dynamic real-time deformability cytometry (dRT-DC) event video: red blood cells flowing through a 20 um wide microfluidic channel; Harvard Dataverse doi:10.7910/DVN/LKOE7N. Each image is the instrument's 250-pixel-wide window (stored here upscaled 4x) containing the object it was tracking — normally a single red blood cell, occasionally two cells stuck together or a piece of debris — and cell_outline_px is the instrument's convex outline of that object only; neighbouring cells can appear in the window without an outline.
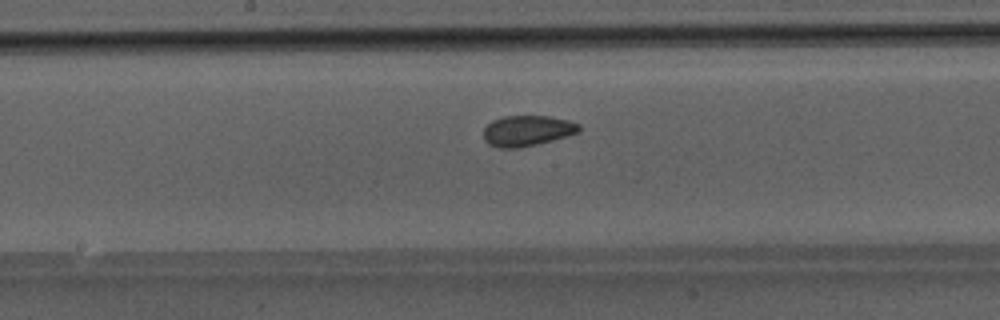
{"species": "Egyptian fruit bat (a non-hibernating species)", "species_latin": "Rousettus aegyptiacus", "temperature_condition": "room temperature", "stored_images_in_passage": 35, "camera_frame_rate_fps": 3000, "um_per_image_px": 0.085, "animal": {"sex": "male"}, "frame": {"image": 1, "passage_image": 17, "time_ms": 5.333, "image_size_px": [1000, 320], "cell_outline_px": [[580, 132], [552, 140], [520, 148], [500, 148], [488, 144], [484, 140], [484, 128], [492, 120], [504, 116], [548, 116], [568, 120], [580, 124]], "centroid_in_image_um": [44.8, 11.11], "position_along_channel_um": 203.4, "area_um2": 17.05}}
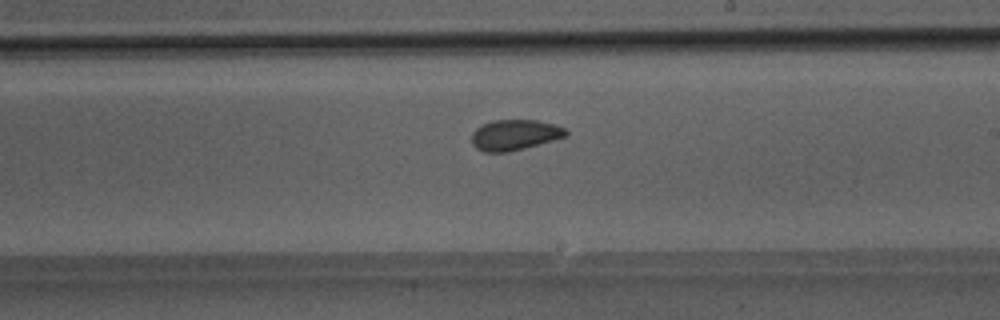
{"frame": {"image": 2, "passage_image": 20, "time_ms": 6.333, "image_size_px": [1000, 320], "cell_outline_px": [[568, 136], [524, 148], [508, 152], [484, 152], [476, 148], [472, 144], [472, 132], [476, 128], [492, 120], [536, 120], [556, 124], [564, 128], [568, 132]], "centroid_in_image_um": [43.75, 11.46], "position_along_channel_um": 245.2, "area_um2": 16.82}}
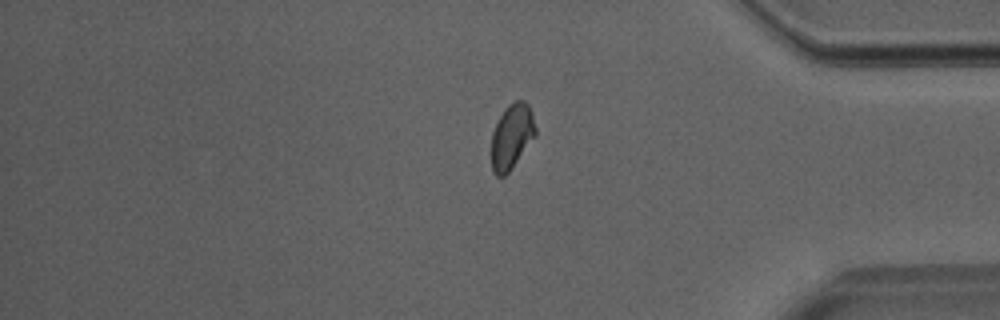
{"frame": {"image": 3, "passage_image": 32, "time_ms": 10.333, "image_size_px": [1000, 320], "cell_outline_px": [[536, 136], [512, 168], [504, 176], [496, 176], [492, 172], [492, 132], [504, 108], [508, 104], [516, 100], [524, 100], [528, 104], [532, 112], [536, 128]], "centroid_in_image_um": [43.51, 11.59], "position_along_channel_um": 391.7, "area_um2": 16.82}}